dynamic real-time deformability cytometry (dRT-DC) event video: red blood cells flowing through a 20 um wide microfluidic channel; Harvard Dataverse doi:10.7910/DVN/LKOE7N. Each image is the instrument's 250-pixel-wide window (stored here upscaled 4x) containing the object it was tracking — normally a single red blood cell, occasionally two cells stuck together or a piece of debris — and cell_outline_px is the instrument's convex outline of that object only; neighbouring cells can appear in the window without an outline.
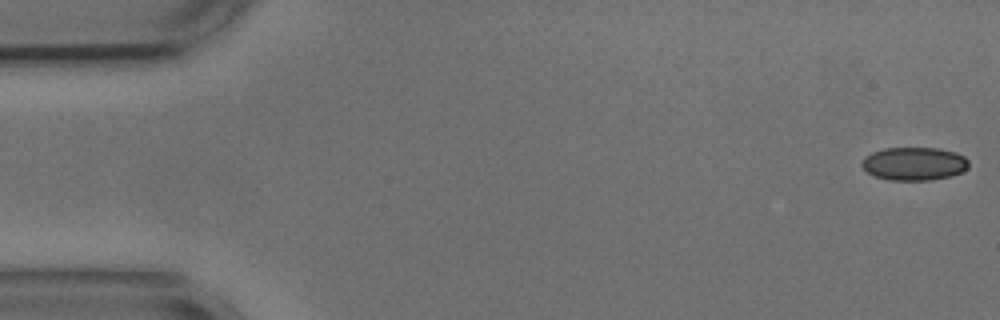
{"species": "common noctule bat (a hibernating species)", "species_latin": "Nyctalus noctula", "temperature_condition": "cold", "stored_images_in_passage": 54, "camera_frame_rate_fps": 3000, "um_per_image_px": 0.085, "animal": {"sex": "male", "body_mass_g": 17.9, "forearm_length_mm": 54.2}, "frame": {"image": 1, "passage_image": 1, "time_ms": 0.0, "image_size_px": [1000, 320], "cell_outline_px": [[968, 168], [960, 172], [948, 176], [928, 180], [888, 180], [872, 176], [860, 164], [864, 156], [872, 152], [884, 148], [936, 148], [956, 152], [964, 156], [968, 160]], "centroid_in_image_um": [77.66, 13.91], "position_along_channel_um": 7.3, "area_um2": 20.69}}
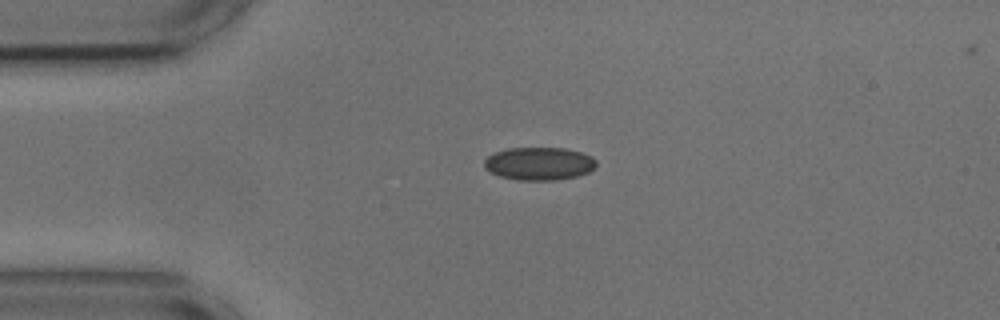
{"frame": {"image": 2, "passage_image": 12, "time_ms": 3.667, "image_size_px": [1000, 320], "cell_outline_px": [[596, 168], [588, 172], [576, 176], [556, 180], [516, 180], [500, 176], [484, 168], [484, 160], [488, 156], [496, 152], [508, 148], [564, 148], [580, 152], [592, 156], [596, 160]], "centroid_in_image_um": [45.84, 13.91], "position_along_channel_um": 39.2, "area_um2": 21.5}}
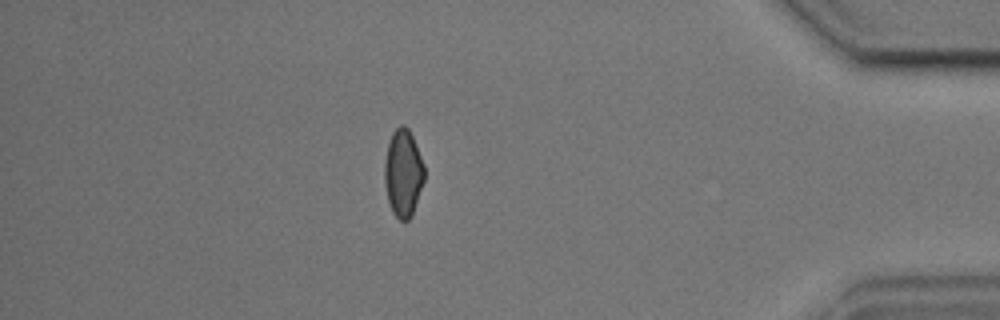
{"frame": {"image": 3, "passage_image": 47, "time_ms": 15.333, "image_size_px": [1000, 320], "cell_outline_px": [[424, 180], [412, 216], [408, 220], [400, 220], [392, 212], [388, 200], [384, 180], [384, 164], [388, 144], [392, 132], [400, 124], [404, 124], [408, 128], [412, 136], [424, 164]], "centroid_in_image_um": [34.26, 14.71], "position_along_channel_um": 400.9, "area_um2": 20.23}, "authors_computed_cell_mechanics": {"area_um2": 21.2126, "velocity_mm_per_s": 3.6531, "shape_relaxation_time_tau1_ms": 3.8473, "shape_relaxation_time_tau2_ms": 2.5311, "deformation_change_tau1": 0.0736, "deformation_change_tau2": 0.0529}}